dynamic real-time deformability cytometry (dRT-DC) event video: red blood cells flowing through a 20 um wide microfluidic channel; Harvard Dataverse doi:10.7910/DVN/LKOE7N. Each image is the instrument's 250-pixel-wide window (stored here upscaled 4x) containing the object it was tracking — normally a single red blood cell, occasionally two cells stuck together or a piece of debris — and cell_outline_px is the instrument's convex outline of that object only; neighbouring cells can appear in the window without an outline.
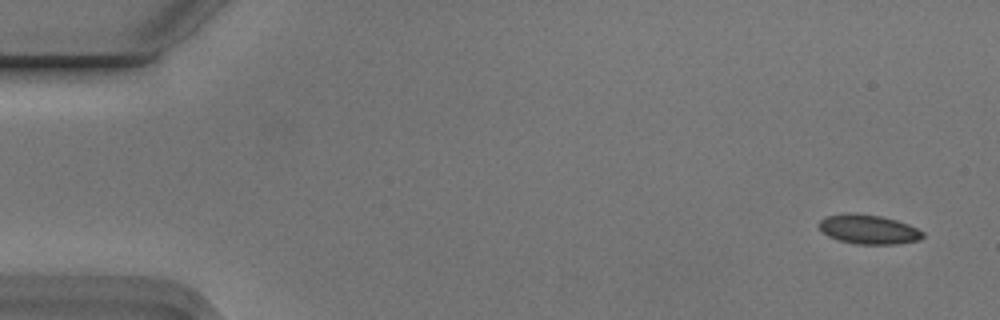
{"species": "Egyptian fruit bat (a non-hibernating species)", "species_latin": "Rousettus aegyptiacus", "temperature_condition": "cold", "stored_images_in_passage": 6, "camera_frame_rate_fps": 3000, "um_per_image_px": 0.085, "animal": {"sex": "male"}, "frame": {"image": 1, "passage_image": 1, "time_ms": 0.0, "image_size_px": [1000, 320], "cell_outline_px": [[924, 236], [920, 240], [896, 244], [856, 244], [840, 240], [828, 236], [816, 224], [824, 216], [856, 212], [880, 216], [896, 220], [908, 224], [924, 232]], "centroid_in_image_um": [73.82, 19.49], "position_along_channel_um": 11.2, "area_um2": 17.8}}
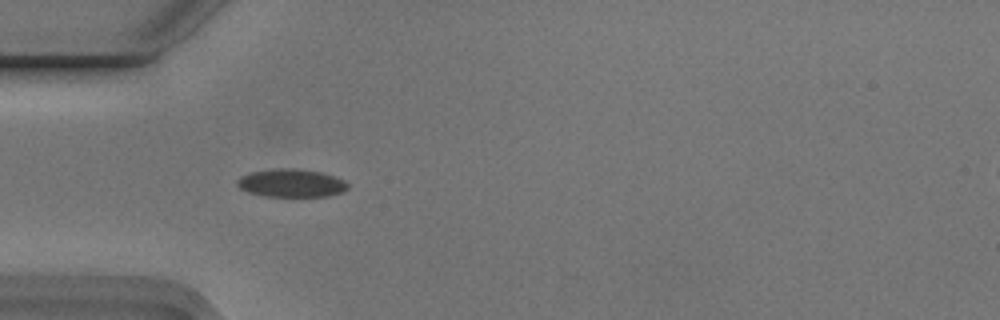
{"frame": {"image": 2, "passage_image": 5, "time_ms": 1.333, "image_size_px": [1000, 320], "cell_outline_px": [[348, 188], [344, 192], [328, 196], [264, 196], [248, 192], [240, 188], [236, 184], [236, 180], [240, 176], [252, 172], [276, 168], [292, 168], [320, 172], [344, 180], [348, 184]], "centroid_in_image_um": [24.75, 15.56], "position_along_channel_um": 60.3, "area_um2": 18.03}}
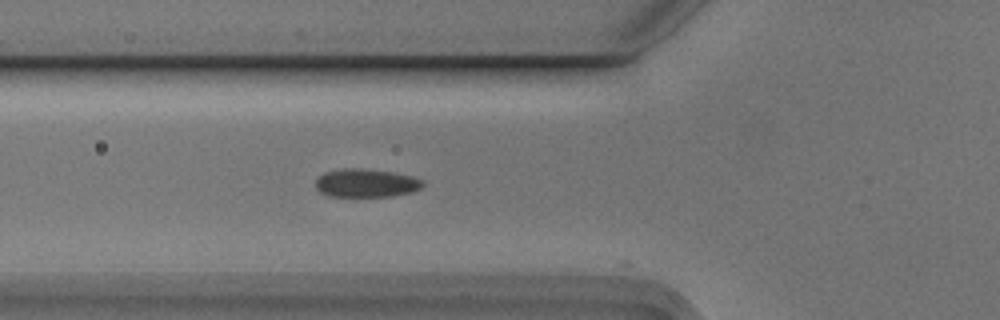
{"frame": {"image": 3, "passage_image": 6, "time_ms": 1.667, "image_size_px": [1000, 320], "cell_outline_px": [[424, 184], [420, 188], [412, 192], [392, 196], [328, 196], [320, 192], [316, 188], [316, 180], [324, 172], [340, 168], [364, 168], [396, 172], [412, 176], [424, 180]], "centroid_in_image_um": [31.13, 15.54], "position_along_channel_um": 94.7, "area_um2": 17.92}}